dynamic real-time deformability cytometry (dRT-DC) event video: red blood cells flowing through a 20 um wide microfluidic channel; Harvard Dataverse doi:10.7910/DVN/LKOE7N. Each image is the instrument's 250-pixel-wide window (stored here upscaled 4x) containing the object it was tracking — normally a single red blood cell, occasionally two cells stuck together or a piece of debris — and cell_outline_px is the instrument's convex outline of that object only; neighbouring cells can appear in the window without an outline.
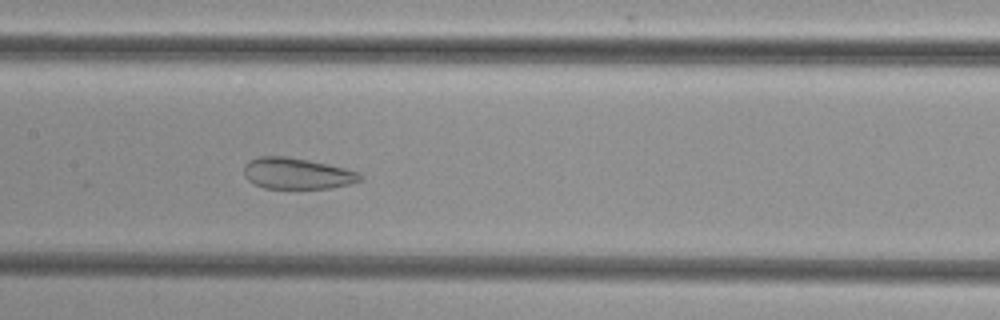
{"species": "common noctule bat (a hibernating species)", "species_latin": "Nyctalus noctula", "temperature_condition": "cold", "stored_images_in_passage": 49, "camera_frame_rate_fps": 3000, "um_per_image_px": 0.085, "animal": {"sex": "female", "body_mass_g": 29.2, "forearm_length_mm": 56.3}, "frame": {"image": 1, "passage_image": 22, "time_ms": 7.0, "image_size_px": [1000, 320], "cell_outline_px": [[364, 180], [352, 184], [328, 188], [264, 188], [252, 184], [244, 176], [244, 164], [248, 160], [256, 156], [288, 156], [328, 164], [360, 172], [364, 176]], "centroid_in_image_um": [25.25, 14.74], "position_along_channel_um": 182.2, "area_um2": 21.5}}
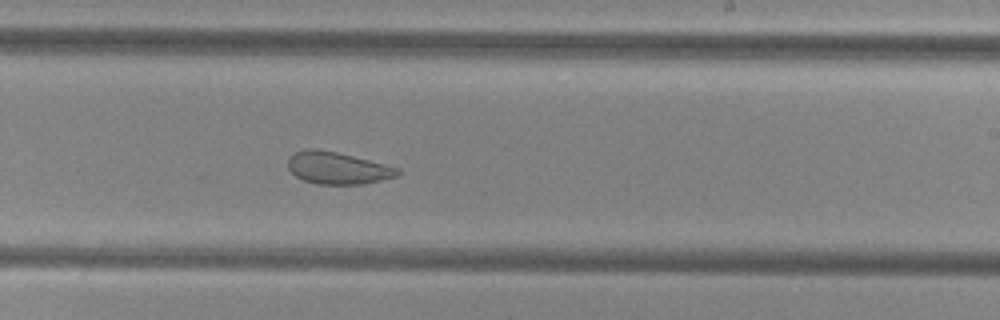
{"frame": {"image": 2, "passage_image": 28, "time_ms": 9.0, "image_size_px": [1000, 320], "cell_outline_px": [[400, 176], [360, 184], [316, 184], [304, 180], [296, 176], [288, 168], [288, 156], [296, 152], [308, 148], [316, 148], [336, 152], [400, 168]], "centroid_in_image_um": [28.68, 14.28], "position_along_channel_um": 260.3, "area_um2": 20.4}}
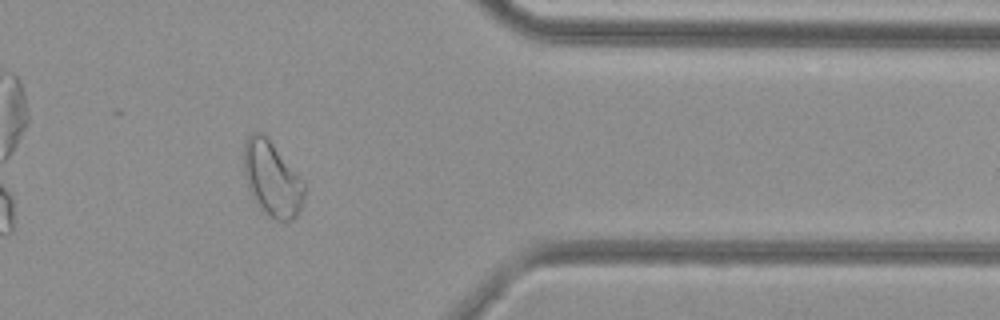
{"frame": {"image": 3, "passage_image": 39, "time_ms": 12.667, "image_size_px": [1000, 320], "cell_outline_px": [[304, 196], [300, 208], [296, 216], [292, 220], [276, 220], [268, 216], [260, 208], [252, 196], [248, 188], [244, 172], [244, 140], [252, 132], [260, 132], [272, 144], [304, 180]], "centroid_in_image_um": [23.11, 15.22], "position_along_channel_um": 388.3, "area_um2": 26.07}}